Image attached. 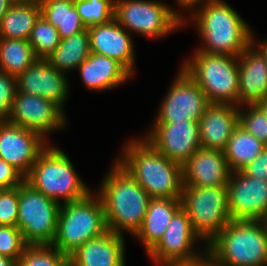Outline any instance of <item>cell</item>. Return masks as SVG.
Here are the masks:
<instances>
[{
	"instance_id": "cell-22",
	"label": "cell",
	"mask_w": 267,
	"mask_h": 266,
	"mask_svg": "<svg viewBox=\"0 0 267 266\" xmlns=\"http://www.w3.org/2000/svg\"><path fill=\"white\" fill-rule=\"evenodd\" d=\"M77 70L86 89L97 92L113 90L133 78L117 60L95 53H90Z\"/></svg>"
},
{
	"instance_id": "cell-14",
	"label": "cell",
	"mask_w": 267,
	"mask_h": 266,
	"mask_svg": "<svg viewBox=\"0 0 267 266\" xmlns=\"http://www.w3.org/2000/svg\"><path fill=\"white\" fill-rule=\"evenodd\" d=\"M144 138L169 160L183 166L200 146L199 123H152Z\"/></svg>"
},
{
	"instance_id": "cell-39",
	"label": "cell",
	"mask_w": 267,
	"mask_h": 266,
	"mask_svg": "<svg viewBox=\"0 0 267 266\" xmlns=\"http://www.w3.org/2000/svg\"><path fill=\"white\" fill-rule=\"evenodd\" d=\"M181 266H222L218 261H216L208 252L196 260L190 261L187 264Z\"/></svg>"
},
{
	"instance_id": "cell-31",
	"label": "cell",
	"mask_w": 267,
	"mask_h": 266,
	"mask_svg": "<svg viewBox=\"0 0 267 266\" xmlns=\"http://www.w3.org/2000/svg\"><path fill=\"white\" fill-rule=\"evenodd\" d=\"M74 6L86 28L114 18L115 0H74Z\"/></svg>"
},
{
	"instance_id": "cell-36",
	"label": "cell",
	"mask_w": 267,
	"mask_h": 266,
	"mask_svg": "<svg viewBox=\"0 0 267 266\" xmlns=\"http://www.w3.org/2000/svg\"><path fill=\"white\" fill-rule=\"evenodd\" d=\"M18 187L3 189L0 194V225L17 226Z\"/></svg>"
},
{
	"instance_id": "cell-44",
	"label": "cell",
	"mask_w": 267,
	"mask_h": 266,
	"mask_svg": "<svg viewBox=\"0 0 267 266\" xmlns=\"http://www.w3.org/2000/svg\"><path fill=\"white\" fill-rule=\"evenodd\" d=\"M257 106L263 111L265 116L267 117V97L263 98Z\"/></svg>"
},
{
	"instance_id": "cell-12",
	"label": "cell",
	"mask_w": 267,
	"mask_h": 266,
	"mask_svg": "<svg viewBox=\"0 0 267 266\" xmlns=\"http://www.w3.org/2000/svg\"><path fill=\"white\" fill-rule=\"evenodd\" d=\"M153 123L198 121L210 104L197 83L180 67Z\"/></svg>"
},
{
	"instance_id": "cell-25",
	"label": "cell",
	"mask_w": 267,
	"mask_h": 266,
	"mask_svg": "<svg viewBox=\"0 0 267 266\" xmlns=\"http://www.w3.org/2000/svg\"><path fill=\"white\" fill-rule=\"evenodd\" d=\"M40 15L38 2L16 0L1 20L0 38L28 40Z\"/></svg>"
},
{
	"instance_id": "cell-4",
	"label": "cell",
	"mask_w": 267,
	"mask_h": 266,
	"mask_svg": "<svg viewBox=\"0 0 267 266\" xmlns=\"http://www.w3.org/2000/svg\"><path fill=\"white\" fill-rule=\"evenodd\" d=\"M207 252L222 266H267V221L231 220Z\"/></svg>"
},
{
	"instance_id": "cell-6",
	"label": "cell",
	"mask_w": 267,
	"mask_h": 266,
	"mask_svg": "<svg viewBox=\"0 0 267 266\" xmlns=\"http://www.w3.org/2000/svg\"><path fill=\"white\" fill-rule=\"evenodd\" d=\"M107 231L105 210L99 196L93 191L79 201L61 204L52 245L70 256L85 242Z\"/></svg>"
},
{
	"instance_id": "cell-10",
	"label": "cell",
	"mask_w": 267,
	"mask_h": 266,
	"mask_svg": "<svg viewBox=\"0 0 267 266\" xmlns=\"http://www.w3.org/2000/svg\"><path fill=\"white\" fill-rule=\"evenodd\" d=\"M60 207L25 181L18 186L17 227L27 245H52Z\"/></svg>"
},
{
	"instance_id": "cell-29",
	"label": "cell",
	"mask_w": 267,
	"mask_h": 266,
	"mask_svg": "<svg viewBox=\"0 0 267 266\" xmlns=\"http://www.w3.org/2000/svg\"><path fill=\"white\" fill-rule=\"evenodd\" d=\"M37 59L28 40L0 38V70L18 77Z\"/></svg>"
},
{
	"instance_id": "cell-5",
	"label": "cell",
	"mask_w": 267,
	"mask_h": 266,
	"mask_svg": "<svg viewBox=\"0 0 267 266\" xmlns=\"http://www.w3.org/2000/svg\"><path fill=\"white\" fill-rule=\"evenodd\" d=\"M25 182L60 204L79 201L92 192L68 155L53 144H48L39 154Z\"/></svg>"
},
{
	"instance_id": "cell-45",
	"label": "cell",
	"mask_w": 267,
	"mask_h": 266,
	"mask_svg": "<svg viewBox=\"0 0 267 266\" xmlns=\"http://www.w3.org/2000/svg\"><path fill=\"white\" fill-rule=\"evenodd\" d=\"M65 266H81V265L75 262L70 256H68Z\"/></svg>"
},
{
	"instance_id": "cell-33",
	"label": "cell",
	"mask_w": 267,
	"mask_h": 266,
	"mask_svg": "<svg viewBox=\"0 0 267 266\" xmlns=\"http://www.w3.org/2000/svg\"><path fill=\"white\" fill-rule=\"evenodd\" d=\"M239 125L267 146V117L257 105L239 107Z\"/></svg>"
},
{
	"instance_id": "cell-3",
	"label": "cell",
	"mask_w": 267,
	"mask_h": 266,
	"mask_svg": "<svg viewBox=\"0 0 267 266\" xmlns=\"http://www.w3.org/2000/svg\"><path fill=\"white\" fill-rule=\"evenodd\" d=\"M95 193L105 210L109 231L134 236L141 228L151 197L116 160Z\"/></svg>"
},
{
	"instance_id": "cell-40",
	"label": "cell",
	"mask_w": 267,
	"mask_h": 266,
	"mask_svg": "<svg viewBox=\"0 0 267 266\" xmlns=\"http://www.w3.org/2000/svg\"><path fill=\"white\" fill-rule=\"evenodd\" d=\"M206 1L210 0H176V4L180 7V9L188 10L187 12H190L193 8H195L198 5L203 4Z\"/></svg>"
},
{
	"instance_id": "cell-7",
	"label": "cell",
	"mask_w": 267,
	"mask_h": 266,
	"mask_svg": "<svg viewBox=\"0 0 267 266\" xmlns=\"http://www.w3.org/2000/svg\"><path fill=\"white\" fill-rule=\"evenodd\" d=\"M180 66L201 88L209 103L238 106V57L193 51Z\"/></svg>"
},
{
	"instance_id": "cell-38",
	"label": "cell",
	"mask_w": 267,
	"mask_h": 266,
	"mask_svg": "<svg viewBox=\"0 0 267 266\" xmlns=\"http://www.w3.org/2000/svg\"><path fill=\"white\" fill-rule=\"evenodd\" d=\"M245 175L257 179H267V146L252 162L241 170Z\"/></svg>"
},
{
	"instance_id": "cell-43",
	"label": "cell",
	"mask_w": 267,
	"mask_h": 266,
	"mask_svg": "<svg viewBox=\"0 0 267 266\" xmlns=\"http://www.w3.org/2000/svg\"><path fill=\"white\" fill-rule=\"evenodd\" d=\"M0 266H17V262L0 255Z\"/></svg>"
},
{
	"instance_id": "cell-42",
	"label": "cell",
	"mask_w": 267,
	"mask_h": 266,
	"mask_svg": "<svg viewBox=\"0 0 267 266\" xmlns=\"http://www.w3.org/2000/svg\"><path fill=\"white\" fill-rule=\"evenodd\" d=\"M16 0H0V23L7 10Z\"/></svg>"
},
{
	"instance_id": "cell-32",
	"label": "cell",
	"mask_w": 267,
	"mask_h": 266,
	"mask_svg": "<svg viewBox=\"0 0 267 266\" xmlns=\"http://www.w3.org/2000/svg\"><path fill=\"white\" fill-rule=\"evenodd\" d=\"M67 258L53 245H28L17 266H65Z\"/></svg>"
},
{
	"instance_id": "cell-11",
	"label": "cell",
	"mask_w": 267,
	"mask_h": 266,
	"mask_svg": "<svg viewBox=\"0 0 267 266\" xmlns=\"http://www.w3.org/2000/svg\"><path fill=\"white\" fill-rule=\"evenodd\" d=\"M196 243L202 244L203 248ZM203 243L194 231L188 214L180 207L174 213L163 237L146 255L156 266H181L207 252V245Z\"/></svg>"
},
{
	"instance_id": "cell-17",
	"label": "cell",
	"mask_w": 267,
	"mask_h": 266,
	"mask_svg": "<svg viewBox=\"0 0 267 266\" xmlns=\"http://www.w3.org/2000/svg\"><path fill=\"white\" fill-rule=\"evenodd\" d=\"M17 91L49 99L65 110L70 84L67 74L58 71L46 59L38 58L17 77Z\"/></svg>"
},
{
	"instance_id": "cell-26",
	"label": "cell",
	"mask_w": 267,
	"mask_h": 266,
	"mask_svg": "<svg viewBox=\"0 0 267 266\" xmlns=\"http://www.w3.org/2000/svg\"><path fill=\"white\" fill-rule=\"evenodd\" d=\"M90 36L88 28L60 40L58 47L45 59L64 74L70 73L90 55Z\"/></svg>"
},
{
	"instance_id": "cell-27",
	"label": "cell",
	"mask_w": 267,
	"mask_h": 266,
	"mask_svg": "<svg viewBox=\"0 0 267 266\" xmlns=\"http://www.w3.org/2000/svg\"><path fill=\"white\" fill-rule=\"evenodd\" d=\"M39 4L41 15L58 30L60 39L86 29L74 6V0H41Z\"/></svg>"
},
{
	"instance_id": "cell-16",
	"label": "cell",
	"mask_w": 267,
	"mask_h": 266,
	"mask_svg": "<svg viewBox=\"0 0 267 266\" xmlns=\"http://www.w3.org/2000/svg\"><path fill=\"white\" fill-rule=\"evenodd\" d=\"M38 133L15 126L9 122H0V158L10 163L26 176L39 154L48 146Z\"/></svg>"
},
{
	"instance_id": "cell-19",
	"label": "cell",
	"mask_w": 267,
	"mask_h": 266,
	"mask_svg": "<svg viewBox=\"0 0 267 266\" xmlns=\"http://www.w3.org/2000/svg\"><path fill=\"white\" fill-rule=\"evenodd\" d=\"M230 174L224 152L200 147L183 165V186H227Z\"/></svg>"
},
{
	"instance_id": "cell-21",
	"label": "cell",
	"mask_w": 267,
	"mask_h": 266,
	"mask_svg": "<svg viewBox=\"0 0 267 266\" xmlns=\"http://www.w3.org/2000/svg\"><path fill=\"white\" fill-rule=\"evenodd\" d=\"M238 107L257 105L267 97V64L261 53L250 44L239 56Z\"/></svg>"
},
{
	"instance_id": "cell-8",
	"label": "cell",
	"mask_w": 267,
	"mask_h": 266,
	"mask_svg": "<svg viewBox=\"0 0 267 266\" xmlns=\"http://www.w3.org/2000/svg\"><path fill=\"white\" fill-rule=\"evenodd\" d=\"M180 11L160 0H115L114 18L130 34L155 40L183 27L187 12Z\"/></svg>"
},
{
	"instance_id": "cell-46",
	"label": "cell",
	"mask_w": 267,
	"mask_h": 266,
	"mask_svg": "<svg viewBox=\"0 0 267 266\" xmlns=\"http://www.w3.org/2000/svg\"><path fill=\"white\" fill-rule=\"evenodd\" d=\"M17 1H32V2H40L41 0H17Z\"/></svg>"
},
{
	"instance_id": "cell-15",
	"label": "cell",
	"mask_w": 267,
	"mask_h": 266,
	"mask_svg": "<svg viewBox=\"0 0 267 266\" xmlns=\"http://www.w3.org/2000/svg\"><path fill=\"white\" fill-rule=\"evenodd\" d=\"M228 206L232 220L267 221V179H257L242 171L231 172Z\"/></svg>"
},
{
	"instance_id": "cell-35",
	"label": "cell",
	"mask_w": 267,
	"mask_h": 266,
	"mask_svg": "<svg viewBox=\"0 0 267 266\" xmlns=\"http://www.w3.org/2000/svg\"><path fill=\"white\" fill-rule=\"evenodd\" d=\"M17 92V77L0 70V122H7Z\"/></svg>"
},
{
	"instance_id": "cell-2",
	"label": "cell",
	"mask_w": 267,
	"mask_h": 266,
	"mask_svg": "<svg viewBox=\"0 0 267 266\" xmlns=\"http://www.w3.org/2000/svg\"><path fill=\"white\" fill-rule=\"evenodd\" d=\"M115 159L151 198H181L183 166L169 160L144 137L131 138Z\"/></svg>"
},
{
	"instance_id": "cell-9",
	"label": "cell",
	"mask_w": 267,
	"mask_h": 266,
	"mask_svg": "<svg viewBox=\"0 0 267 266\" xmlns=\"http://www.w3.org/2000/svg\"><path fill=\"white\" fill-rule=\"evenodd\" d=\"M180 200L194 231L206 245L232 220L227 186H183Z\"/></svg>"
},
{
	"instance_id": "cell-1",
	"label": "cell",
	"mask_w": 267,
	"mask_h": 266,
	"mask_svg": "<svg viewBox=\"0 0 267 266\" xmlns=\"http://www.w3.org/2000/svg\"><path fill=\"white\" fill-rule=\"evenodd\" d=\"M189 21L195 25L202 42L194 51L238 57L251 44L250 25L224 0H210L196 6L183 17V26Z\"/></svg>"
},
{
	"instance_id": "cell-34",
	"label": "cell",
	"mask_w": 267,
	"mask_h": 266,
	"mask_svg": "<svg viewBox=\"0 0 267 266\" xmlns=\"http://www.w3.org/2000/svg\"><path fill=\"white\" fill-rule=\"evenodd\" d=\"M28 245L17 226L0 225V255L18 261Z\"/></svg>"
},
{
	"instance_id": "cell-20",
	"label": "cell",
	"mask_w": 267,
	"mask_h": 266,
	"mask_svg": "<svg viewBox=\"0 0 267 266\" xmlns=\"http://www.w3.org/2000/svg\"><path fill=\"white\" fill-rule=\"evenodd\" d=\"M198 123L200 146L224 152L228 140L239 124V107L210 103Z\"/></svg>"
},
{
	"instance_id": "cell-23",
	"label": "cell",
	"mask_w": 267,
	"mask_h": 266,
	"mask_svg": "<svg viewBox=\"0 0 267 266\" xmlns=\"http://www.w3.org/2000/svg\"><path fill=\"white\" fill-rule=\"evenodd\" d=\"M124 235L107 231L88 240L70 257L81 266H126Z\"/></svg>"
},
{
	"instance_id": "cell-28",
	"label": "cell",
	"mask_w": 267,
	"mask_h": 266,
	"mask_svg": "<svg viewBox=\"0 0 267 266\" xmlns=\"http://www.w3.org/2000/svg\"><path fill=\"white\" fill-rule=\"evenodd\" d=\"M265 147L266 145L238 124L224 151L231 172L241 171L257 158Z\"/></svg>"
},
{
	"instance_id": "cell-30",
	"label": "cell",
	"mask_w": 267,
	"mask_h": 266,
	"mask_svg": "<svg viewBox=\"0 0 267 266\" xmlns=\"http://www.w3.org/2000/svg\"><path fill=\"white\" fill-rule=\"evenodd\" d=\"M58 30L52 26L42 15L35 21L28 42L38 58L45 59L59 45Z\"/></svg>"
},
{
	"instance_id": "cell-37",
	"label": "cell",
	"mask_w": 267,
	"mask_h": 266,
	"mask_svg": "<svg viewBox=\"0 0 267 266\" xmlns=\"http://www.w3.org/2000/svg\"><path fill=\"white\" fill-rule=\"evenodd\" d=\"M25 176L10 163L0 158V188L12 189L20 186Z\"/></svg>"
},
{
	"instance_id": "cell-41",
	"label": "cell",
	"mask_w": 267,
	"mask_h": 266,
	"mask_svg": "<svg viewBox=\"0 0 267 266\" xmlns=\"http://www.w3.org/2000/svg\"><path fill=\"white\" fill-rule=\"evenodd\" d=\"M255 37L256 36L253 32L251 44L261 53V55L265 60V63L267 64V39H265L262 42L261 41L259 42L258 40L255 39Z\"/></svg>"
},
{
	"instance_id": "cell-24",
	"label": "cell",
	"mask_w": 267,
	"mask_h": 266,
	"mask_svg": "<svg viewBox=\"0 0 267 266\" xmlns=\"http://www.w3.org/2000/svg\"><path fill=\"white\" fill-rule=\"evenodd\" d=\"M180 207V198H151L141 228L133 237L143 245L146 254L163 237L174 213Z\"/></svg>"
},
{
	"instance_id": "cell-13",
	"label": "cell",
	"mask_w": 267,
	"mask_h": 266,
	"mask_svg": "<svg viewBox=\"0 0 267 266\" xmlns=\"http://www.w3.org/2000/svg\"><path fill=\"white\" fill-rule=\"evenodd\" d=\"M65 113L49 99L17 91L7 122L34 131L47 140L49 133L66 128L68 123Z\"/></svg>"
},
{
	"instance_id": "cell-18",
	"label": "cell",
	"mask_w": 267,
	"mask_h": 266,
	"mask_svg": "<svg viewBox=\"0 0 267 266\" xmlns=\"http://www.w3.org/2000/svg\"><path fill=\"white\" fill-rule=\"evenodd\" d=\"M88 33L91 53L117 60L134 76L135 43L132 35L115 18L105 24L89 27Z\"/></svg>"
}]
</instances>
